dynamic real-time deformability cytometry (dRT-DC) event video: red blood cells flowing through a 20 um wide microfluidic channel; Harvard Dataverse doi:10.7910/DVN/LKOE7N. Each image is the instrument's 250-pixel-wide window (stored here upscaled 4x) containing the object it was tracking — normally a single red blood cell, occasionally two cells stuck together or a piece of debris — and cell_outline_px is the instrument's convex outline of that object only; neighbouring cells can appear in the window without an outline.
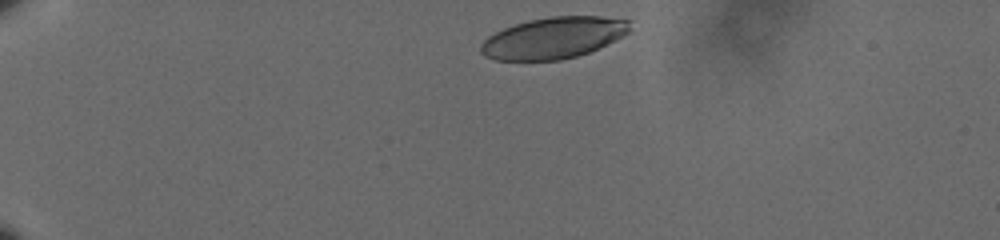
{"species": "human", "species_latin": "Homo sapiens", "temperature_condition": "cold", "stored_images_in_passage": 40, "camera_frame_rate_fps": 3000, "um_per_image_px": 0.085, "donor": {"sex": "male"}, "frame": {"image": 1, "passage_image": 1, "time_ms": 0.0, "image_size_px": [1000, 240], "cell_outline_px": [[632, 20], [628, 32], [588, 52], [576, 56], [560, 60], [496, 60], [484, 56], [480, 52], [480, 44], [488, 36], [504, 28], [528, 20], [552, 16], [600, 16]], "centroid_in_image_um": [47.0, 3.21], "position_along_channel_um": 38.0, "area_um2": 35.6}}
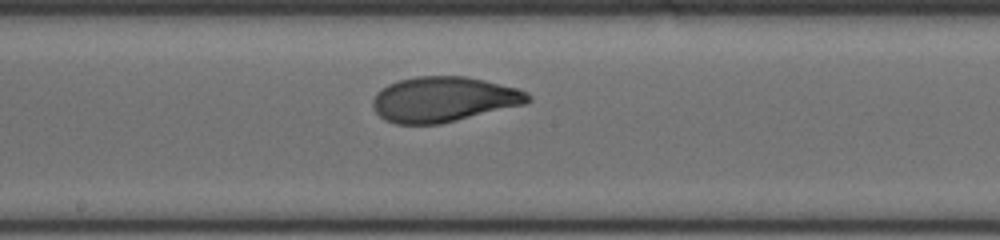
{"frame": {"image": 2, "passage_image": 22, "time_ms": 7.0, "image_size_px": [1000, 240], "cell_outline_px": [[532, 100], [524, 104], [440, 124], [396, 124], [384, 120], [376, 112], [372, 104], [372, 100], [376, 92], [388, 84], [400, 80], [416, 76], [464, 76], [484, 80], [516, 88], [528, 92], [532, 96]], "centroid_in_image_um": [37.69, 8.44], "position_along_channel_um": 210.5, "area_um2": 40.81}}
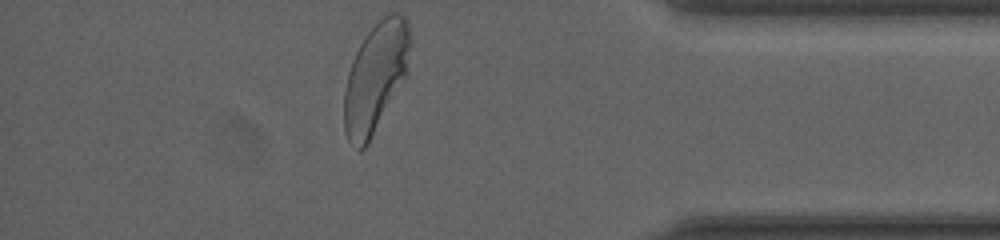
{"frame": {"image": 3, "passage_image": 40, "time_ms": 13.0, "image_size_px": [1000, 240], "cell_outline_px": [[408, 72], [404, 80], [368, 144], [360, 152], [348, 140], [344, 132], [344, 92], [348, 72], [352, 60], [360, 44], [368, 32], [384, 16], [392, 12], [396, 12], [404, 16], [408, 20]], "centroid_in_image_um": [31.9, 6.62], "position_along_channel_um": 403.3, "area_um2": 41.73}, "authors_computed_cell_mechanics": {"area_um2": 40.6334, "velocity_mm_per_s": 3.5844, "shape_relaxation_time_tau1_ms": 4.4974, "shape_relaxation_time_tau2_ms": 0.8855, "deformation_change_tau1": 0.1794, "deformation_change_tau2": 0.0634}}